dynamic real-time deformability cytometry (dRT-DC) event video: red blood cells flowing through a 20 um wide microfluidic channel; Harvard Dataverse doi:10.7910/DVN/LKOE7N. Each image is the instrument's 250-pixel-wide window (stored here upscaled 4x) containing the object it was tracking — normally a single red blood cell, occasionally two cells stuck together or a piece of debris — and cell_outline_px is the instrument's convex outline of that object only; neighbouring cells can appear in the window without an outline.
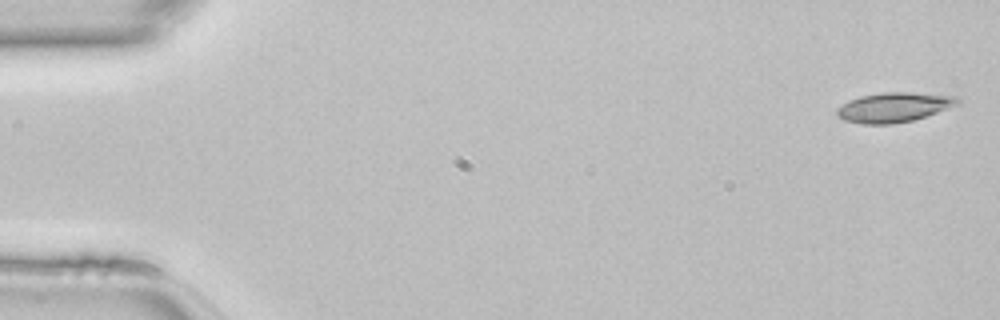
{"species": "common noctule bat (a hibernating species)", "species_latin": "Nyctalus noctula", "temperature_condition": "room temperature", "stored_images_in_passage": 47, "camera_frame_rate_fps": 3000, "um_per_image_px": 0.085, "animal": {"sex": "female", "body_mass_g": 22.7, "forearm_length_mm": 54.2}, "frame": {"image": 1, "passage_image": 1, "time_ms": 0.0, "image_size_px": [1000, 320], "cell_outline_px": [[960, 104], [912, 120], [892, 124], [860, 124], [844, 120], [836, 116], [836, 108], [848, 100], [860, 96], [880, 92], [912, 92], [960, 96]], "centroid_in_image_um": [75.96, 9.1], "position_along_channel_um": 9.0, "area_um2": 21.1}}
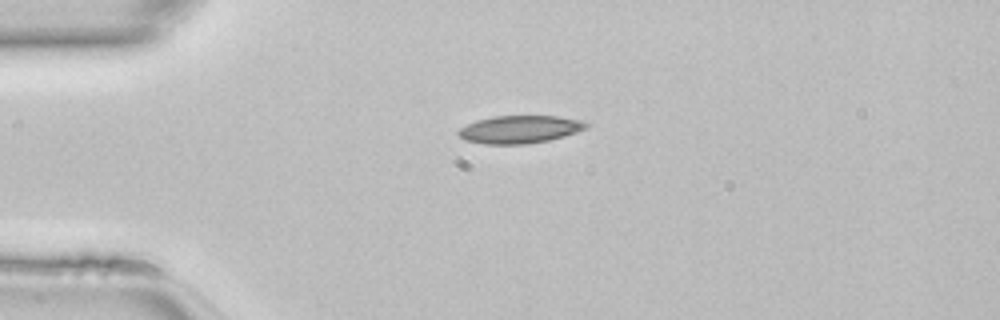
{"frame": {"image": 2, "passage_image": 11, "time_ms": 3.333, "image_size_px": [1000, 320], "cell_outline_px": [[588, 128], [564, 136], [548, 140], [528, 144], [484, 144], [464, 140], [456, 132], [460, 128], [476, 120], [492, 116], [556, 116], [580, 120], [588, 124]], "centroid_in_image_um": [44.15, 11.0], "position_along_channel_um": 40.9, "area_um2": 20.63}}
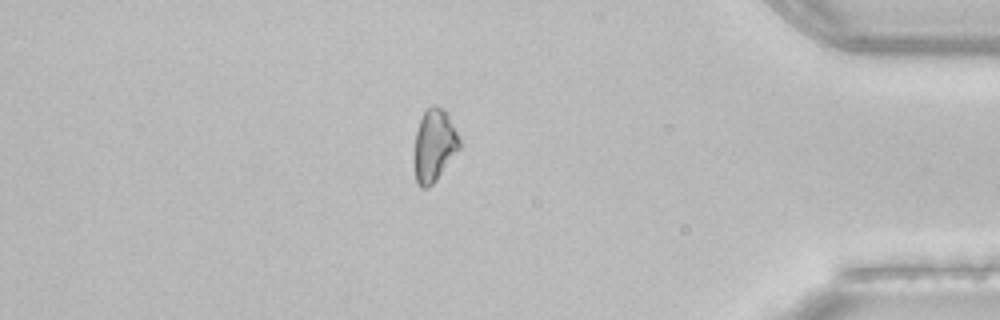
{"frame": {"image": 3, "passage_image": 40, "time_ms": 13.0, "image_size_px": [1000, 320], "cell_outline_px": [[460, 148], [436, 180], [428, 188], [420, 188], [416, 184], [412, 160], [416, 132], [420, 120], [424, 112], [432, 104], [444, 108], [448, 112], [460, 140]], "centroid_in_image_um": [36.87, 12.37], "position_along_channel_um": 398.3, "area_um2": 19.54}}